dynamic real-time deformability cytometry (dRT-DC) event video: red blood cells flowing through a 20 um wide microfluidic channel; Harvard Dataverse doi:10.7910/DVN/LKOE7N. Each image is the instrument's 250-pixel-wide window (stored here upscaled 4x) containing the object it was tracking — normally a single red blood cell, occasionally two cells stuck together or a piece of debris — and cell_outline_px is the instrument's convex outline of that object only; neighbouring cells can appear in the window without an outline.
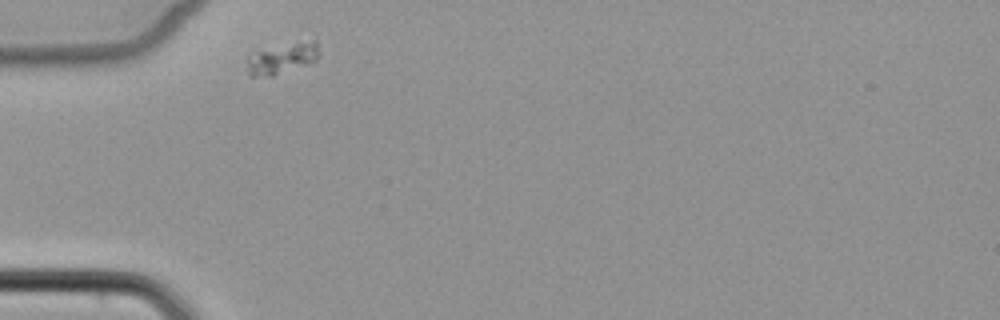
{"species": "common noctule bat (a hibernating species)", "species_latin": "Nyctalus noctula", "temperature_condition": "cold", "stored_images_in_passage": 3, "camera_frame_rate_fps": 3000, "um_per_image_px": 0.085, "animal": {"sex": "female", "body_mass_g": 22.7, "forearm_length_mm": 54.2}, "frame": {"image": 1, "passage_image": 1, "time_ms": 0.0, "image_size_px": [1000, 320], "cell_outline_px": [[320, 56], [316, 60], [308, 64], [272, 76], [248, 76], [248, 56], [252, 52], [316, 36], [320, 52]], "centroid_in_image_um": [24.08, 4.9], "position_along_channel_um": 60.9, "area_um2": 13.47}}
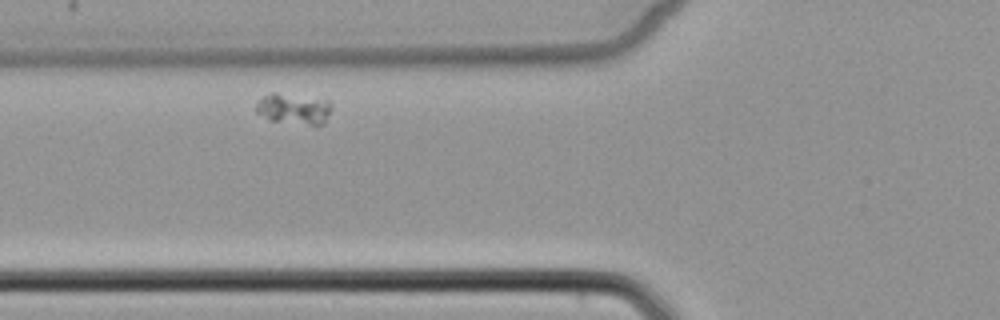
{"frame": {"image": 2, "passage_image": 2, "time_ms": 1.333, "image_size_px": [1000, 320], "cell_outline_px": [[332, 108], [324, 124], [312, 124], [268, 120], [256, 112], [256, 104], [260, 96], [272, 92], [276, 92], [328, 100], [332, 104]], "centroid_in_image_um": [24.94, 9.22], "position_along_channel_um": 100.9, "area_um2": 13.58}}
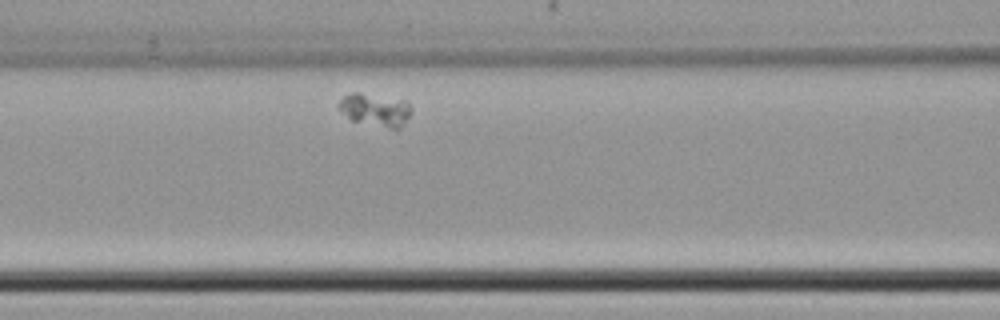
{"frame": {"image": 3, "passage_image": 3, "time_ms": 2.333, "image_size_px": [1000, 320], "cell_outline_px": [[412, 112], [400, 128], [388, 128], [352, 120], [336, 104], [344, 96], [352, 92], [360, 92], [408, 100], [412, 108]], "centroid_in_image_um": [31.95, 9.3], "position_along_channel_um": 134.6, "area_um2": 13.87}}